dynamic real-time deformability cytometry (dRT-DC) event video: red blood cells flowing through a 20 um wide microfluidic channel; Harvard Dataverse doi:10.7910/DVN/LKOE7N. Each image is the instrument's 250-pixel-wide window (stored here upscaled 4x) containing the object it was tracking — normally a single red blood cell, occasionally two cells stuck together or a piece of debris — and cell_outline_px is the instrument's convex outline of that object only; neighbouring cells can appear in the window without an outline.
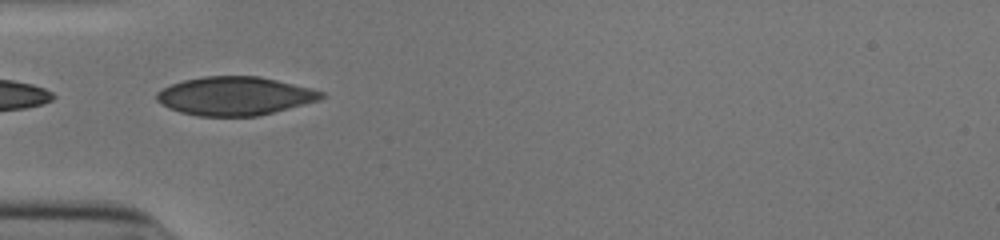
{"species": "human", "species_latin": "Homo sapiens", "temperature_condition": "cold", "stored_images_in_passage": 34, "camera_frame_rate_fps": 3000, "um_per_image_px": 0.085, "donor": {"sex": "male"}, "frame": {"image": 1, "passage_image": 1, "time_ms": 0.0, "image_size_px": [1000, 240], "cell_outline_px": [[324, 96], [320, 100], [256, 116], [196, 116], [180, 112], [168, 108], [160, 104], [156, 100], [156, 92], [172, 84], [184, 80], [204, 76], [260, 76], [312, 88], [324, 92]], "centroid_in_image_um": [19.94, 8.16], "position_along_channel_um": 65.1, "area_um2": 36.93}}
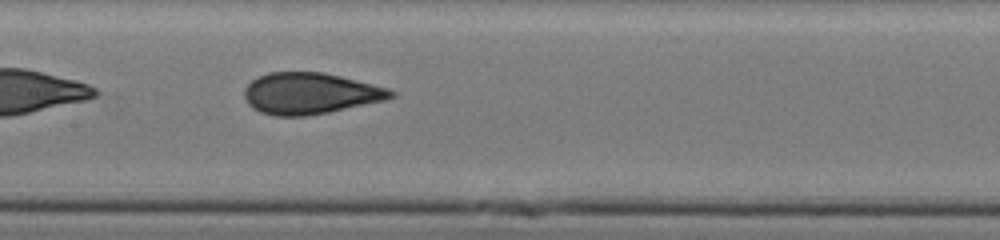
{"frame": {"image": 2, "passage_image": 10, "time_ms": 3.0, "image_size_px": [1000, 240], "cell_outline_px": [[396, 96], [388, 100], [328, 112], [304, 116], [276, 116], [260, 112], [252, 108], [248, 104], [244, 96], [244, 88], [252, 80], [268, 72], [324, 72], [388, 88], [396, 92]], "centroid_in_image_um": [26.37, 7.94], "position_along_channel_um": 181.0, "area_um2": 35.37}}
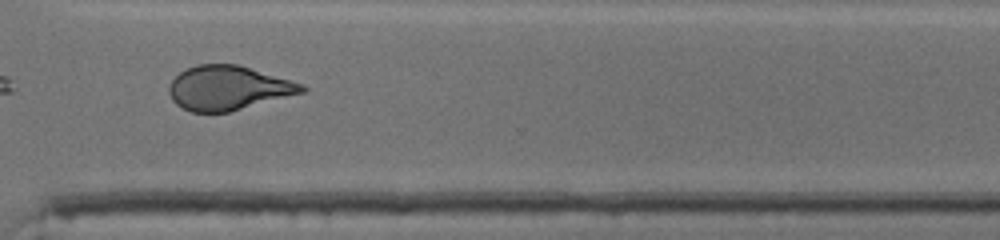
{"frame": {"image": 3, "passage_image": 23, "time_ms": 7.333, "image_size_px": [1000, 240], "cell_outline_px": [[308, 92], [228, 112], [192, 112], [176, 104], [172, 100], [168, 92], [168, 88], [172, 80], [180, 72], [196, 64], [236, 64], [304, 84], [308, 88]], "centroid_in_image_um": [19.43, 7.48], "position_along_channel_um": 351.2, "area_um2": 34.28}, "authors_computed_cell_mechanics": {"area_um2": 35.6337, "velocity_mm_per_s": 3.9345, "shape_relaxation_time_tau1_ms": 6.2281, "shape_relaxation_time_tau2_ms": 1.0186, "deformation_change_tau1": 0.1309, "deformation_change_tau2": 0.0478}}